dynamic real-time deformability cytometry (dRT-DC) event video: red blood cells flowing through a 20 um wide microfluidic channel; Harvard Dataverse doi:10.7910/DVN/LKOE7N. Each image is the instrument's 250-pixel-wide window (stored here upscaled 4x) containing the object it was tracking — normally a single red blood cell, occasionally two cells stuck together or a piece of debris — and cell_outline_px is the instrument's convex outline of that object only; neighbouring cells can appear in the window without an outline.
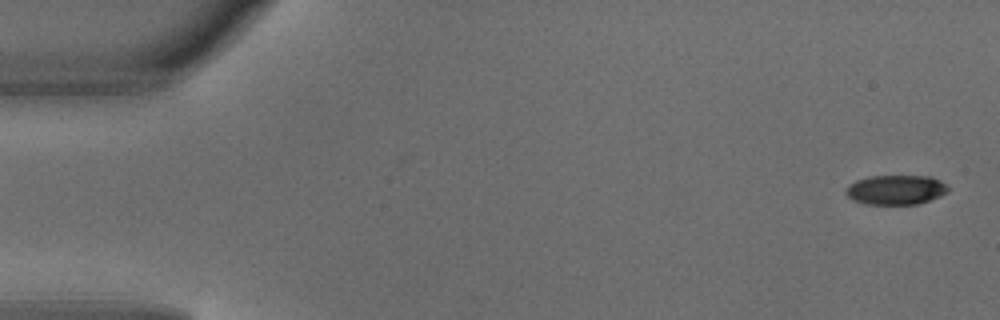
{"species": "common noctule bat (a hibernating species)", "species_latin": "Nyctalus noctula", "temperature_condition": "warm", "stored_images_in_passage": 6, "camera_frame_rate_fps": 3000, "um_per_image_px": 0.085, "animal": {"sex": "male", "body_mass_g": 18.8}, "frame": {"image": 1, "passage_image": 1, "time_ms": 0.0, "image_size_px": [1000, 320], "cell_outline_px": [[948, 188], [940, 196], [916, 204], [864, 204], [852, 200], [844, 192], [848, 184], [856, 180], [872, 176], [932, 176], [940, 180]], "centroid_in_image_um": [76.08, 16.13], "position_along_channel_um": 8.9, "area_um2": 17.51}}
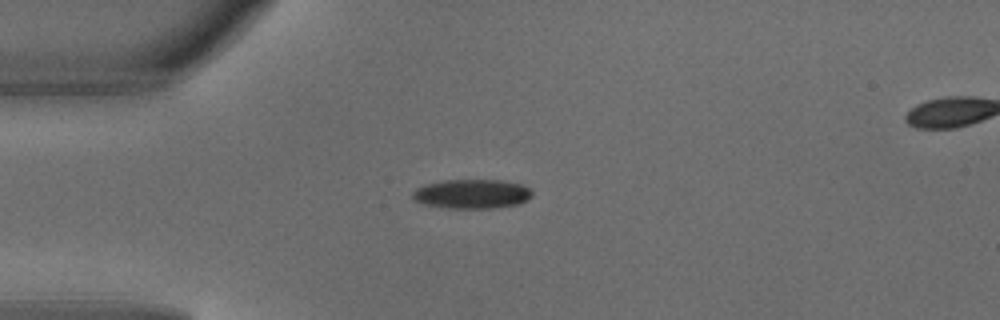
{"frame": {"image": 2, "passage_image": 4, "time_ms": 1.0, "image_size_px": [1000, 320], "cell_outline_px": [[532, 196], [528, 200], [520, 204], [492, 208], [448, 208], [424, 204], [416, 200], [412, 196], [412, 192], [416, 188], [424, 184], [444, 180], [500, 180], [520, 184], [528, 188], [532, 192]], "centroid_in_image_um": [40.11, 16.48], "position_along_channel_um": 44.9, "area_um2": 20.4}}
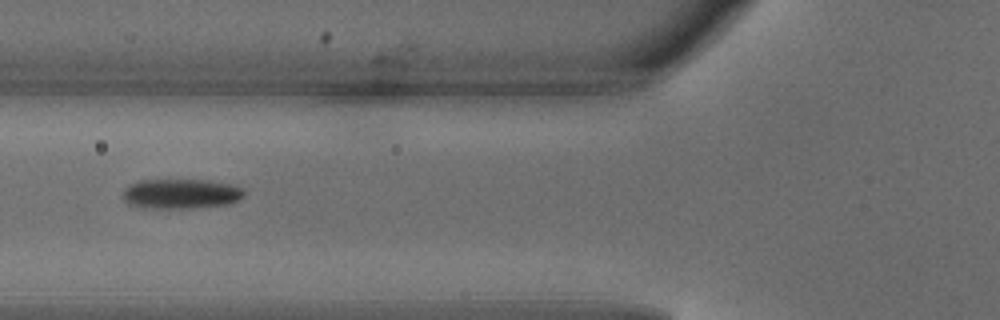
{"frame": {"image": 3, "passage_image": 6, "time_ms": 1.667, "image_size_px": [1000, 320], "cell_outline_px": [[244, 196], [240, 200], [228, 204], [192, 208], [140, 208], [128, 204], [124, 200], [124, 188], [128, 184], [140, 180], [208, 180], [228, 184], [240, 188], [244, 192]], "centroid_in_image_um": [15.34, 16.48], "position_along_channel_um": 110.5, "area_um2": 21.15}}